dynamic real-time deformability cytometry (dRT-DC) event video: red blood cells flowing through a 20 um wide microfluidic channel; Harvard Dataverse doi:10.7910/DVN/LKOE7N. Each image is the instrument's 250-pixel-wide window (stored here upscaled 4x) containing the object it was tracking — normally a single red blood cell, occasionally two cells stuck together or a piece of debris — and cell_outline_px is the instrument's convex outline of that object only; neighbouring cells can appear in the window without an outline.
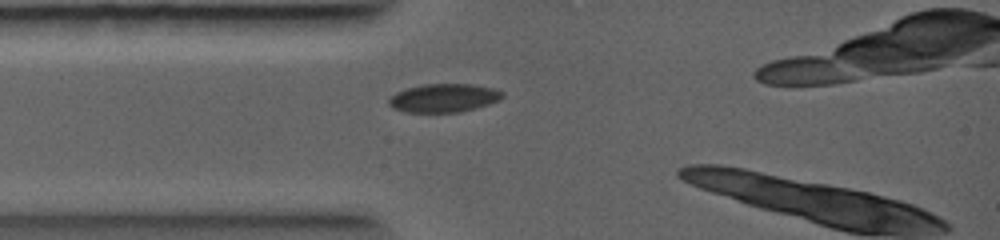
{"species": "common noctule bat (a hibernating species)", "species_latin": "Nyctalus noctula", "temperature_condition": "warm", "stored_images_in_passage": 2, "camera_frame_rate_fps": 5000, "um_per_image_px": 0.085, "animal": {"sex": "female", "body_mass_g": 19.0, "forearm_length_mm": 56.7}, "frame": {"image": 1, "passage_image": 2, "time_ms": 0.8, "image_size_px": [1000, 240], "cell_outline_px": [[504, 96], [500, 100], [476, 108], [460, 112], [404, 112], [392, 108], [388, 104], [388, 100], [396, 92], [408, 88], [424, 84], [472, 84], [492, 88], [504, 92]], "centroid_in_image_um": [37.72, 8.33], "position_along_channel_um": 47.3, "area_um2": 18.84}}